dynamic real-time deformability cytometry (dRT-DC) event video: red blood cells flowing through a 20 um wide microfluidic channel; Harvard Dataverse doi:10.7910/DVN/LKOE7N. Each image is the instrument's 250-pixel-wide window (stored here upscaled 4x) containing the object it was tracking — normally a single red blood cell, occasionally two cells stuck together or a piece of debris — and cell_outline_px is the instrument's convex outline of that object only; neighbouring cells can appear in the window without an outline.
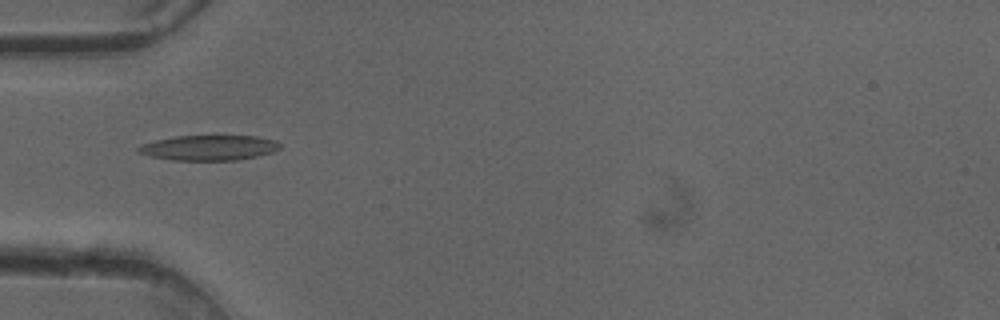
{"species": "common noctule bat (a hibernating species)", "species_latin": "Nyctalus noctula", "temperature_condition": "cold", "stored_images_in_passage": 36, "camera_frame_rate_fps": 3000, "um_per_image_px": 0.085, "animal": {"sex": "female"}, "frame": {"image": 1, "passage_image": 2, "time_ms": 0.333, "image_size_px": [1000, 320], "cell_outline_px": [[280, 148], [272, 152], [256, 156], [236, 160], [172, 160], [152, 156], [136, 152], [136, 148], [140, 144], [156, 140], [176, 136], [256, 136], [276, 140], [280, 144]], "centroid_in_image_um": [17.74, 12.55], "position_along_channel_um": 67.3, "area_um2": 20.69}}
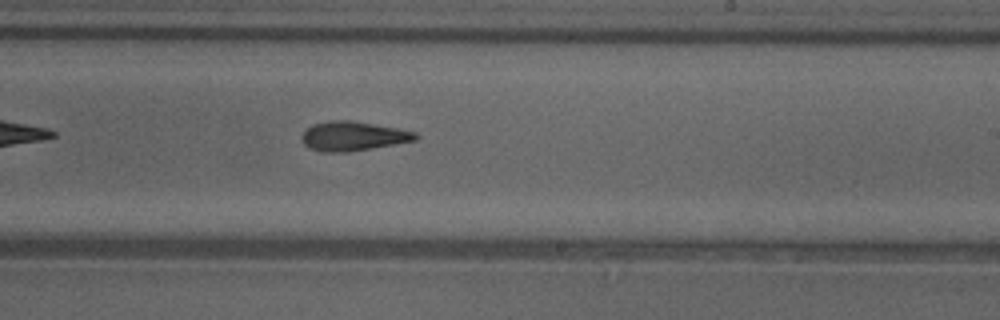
{"frame": {"image": 2, "passage_image": 16, "time_ms": 5.0, "image_size_px": [1000, 320], "cell_outline_px": [[420, 136], [416, 140], [396, 144], [348, 152], [324, 152], [308, 148], [300, 140], [300, 136], [312, 124], [332, 120], [352, 120], [400, 128], [416, 132]], "centroid_in_image_um": [30.02, 11.57], "position_along_channel_um": 259.0, "area_um2": 19.71}}
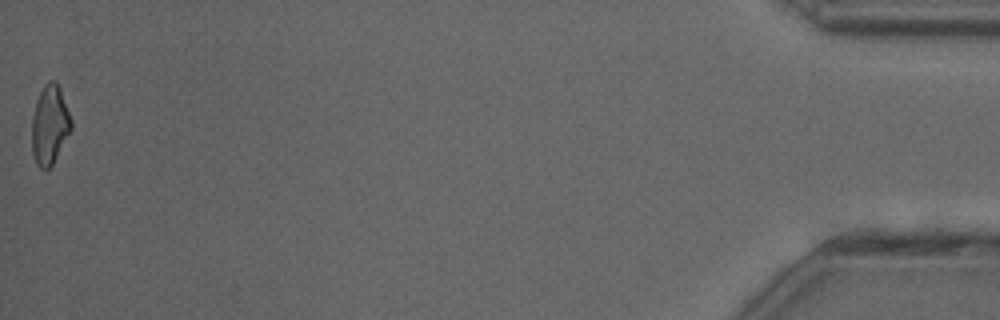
{"frame": {"image": 3, "passage_image": 36, "time_ms": 11.667, "image_size_px": [1000, 320], "cell_outline_px": [[72, 128], [52, 164], [48, 168], [40, 168], [36, 164], [32, 152], [32, 116], [36, 100], [44, 84], [48, 80], [56, 80], [60, 88], [72, 120]], "centroid_in_image_um": [4.22, 10.57], "position_along_channel_um": 431.0, "area_um2": 18.09}, "authors_computed_cell_mechanics": {"area_um2": 19.1318, "velocity_mm_per_s": 4.1014, "shape_relaxation_time_tau1_ms": 8.1798, "shape_relaxation_time_tau2_ms": 4.6663, "deformation_change_tau1": 0.2091, "deformation_change_tau2": 0.1501}}